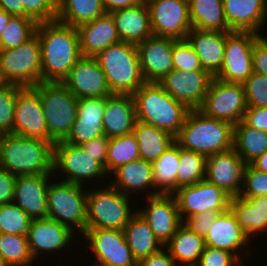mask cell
I'll return each instance as SVG.
<instances>
[{
  "instance_id": "d590c367",
  "label": "cell",
  "mask_w": 267,
  "mask_h": 266,
  "mask_svg": "<svg viewBox=\"0 0 267 266\" xmlns=\"http://www.w3.org/2000/svg\"><path fill=\"white\" fill-rule=\"evenodd\" d=\"M192 28L232 32L224 13L222 0H188Z\"/></svg>"
},
{
  "instance_id": "9a60e30c",
  "label": "cell",
  "mask_w": 267,
  "mask_h": 266,
  "mask_svg": "<svg viewBox=\"0 0 267 266\" xmlns=\"http://www.w3.org/2000/svg\"><path fill=\"white\" fill-rule=\"evenodd\" d=\"M147 6L153 35L186 39L192 29L188 0H151Z\"/></svg>"
},
{
  "instance_id": "f35d334b",
  "label": "cell",
  "mask_w": 267,
  "mask_h": 266,
  "mask_svg": "<svg viewBox=\"0 0 267 266\" xmlns=\"http://www.w3.org/2000/svg\"><path fill=\"white\" fill-rule=\"evenodd\" d=\"M179 165L180 146L176 142L152 162L153 183L160 194H173L177 190Z\"/></svg>"
},
{
  "instance_id": "bcb514c9",
  "label": "cell",
  "mask_w": 267,
  "mask_h": 266,
  "mask_svg": "<svg viewBox=\"0 0 267 266\" xmlns=\"http://www.w3.org/2000/svg\"><path fill=\"white\" fill-rule=\"evenodd\" d=\"M23 86L7 84L0 90V134L13 133L15 100Z\"/></svg>"
},
{
  "instance_id": "603a6c76",
  "label": "cell",
  "mask_w": 267,
  "mask_h": 266,
  "mask_svg": "<svg viewBox=\"0 0 267 266\" xmlns=\"http://www.w3.org/2000/svg\"><path fill=\"white\" fill-rule=\"evenodd\" d=\"M145 82L159 83L173 68V39L152 35L136 44Z\"/></svg>"
},
{
  "instance_id": "f5cc1de1",
  "label": "cell",
  "mask_w": 267,
  "mask_h": 266,
  "mask_svg": "<svg viewBox=\"0 0 267 266\" xmlns=\"http://www.w3.org/2000/svg\"><path fill=\"white\" fill-rule=\"evenodd\" d=\"M260 35L254 43L253 72L267 77V35Z\"/></svg>"
},
{
  "instance_id": "e7e4bbea",
  "label": "cell",
  "mask_w": 267,
  "mask_h": 266,
  "mask_svg": "<svg viewBox=\"0 0 267 266\" xmlns=\"http://www.w3.org/2000/svg\"><path fill=\"white\" fill-rule=\"evenodd\" d=\"M0 266H7L1 256H0Z\"/></svg>"
},
{
  "instance_id": "d4e9b609",
  "label": "cell",
  "mask_w": 267,
  "mask_h": 266,
  "mask_svg": "<svg viewBox=\"0 0 267 266\" xmlns=\"http://www.w3.org/2000/svg\"><path fill=\"white\" fill-rule=\"evenodd\" d=\"M53 175L17 176L13 203L23 209L32 219L47 218V187Z\"/></svg>"
},
{
  "instance_id": "5bb4252c",
  "label": "cell",
  "mask_w": 267,
  "mask_h": 266,
  "mask_svg": "<svg viewBox=\"0 0 267 266\" xmlns=\"http://www.w3.org/2000/svg\"><path fill=\"white\" fill-rule=\"evenodd\" d=\"M77 235L78 234L74 233L70 228L59 223L57 220L50 218L33 219L29 234L27 235L29 251L35 262L39 260V257H43L42 254H46L44 257H48V255L51 254L52 257L55 256L56 253H59V251L60 253L62 251V253L64 252V256V249L67 254L69 253L68 249L70 245L72 247V244H75L74 242L77 239L76 242H80V237Z\"/></svg>"
},
{
  "instance_id": "30bf717a",
  "label": "cell",
  "mask_w": 267,
  "mask_h": 266,
  "mask_svg": "<svg viewBox=\"0 0 267 266\" xmlns=\"http://www.w3.org/2000/svg\"><path fill=\"white\" fill-rule=\"evenodd\" d=\"M0 71L8 84L33 87L42 82L41 45L37 34L19 47L0 50Z\"/></svg>"
},
{
  "instance_id": "5b68a950",
  "label": "cell",
  "mask_w": 267,
  "mask_h": 266,
  "mask_svg": "<svg viewBox=\"0 0 267 266\" xmlns=\"http://www.w3.org/2000/svg\"><path fill=\"white\" fill-rule=\"evenodd\" d=\"M95 59L112 94L133 95L145 83L135 44L120 41L99 52Z\"/></svg>"
},
{
  "instance_id": "ac0fdd59",
  "label": "cell",
  "mask_w": 267,
  "mask_h": 266,
  "mask_svg": "<svg viewBox=\"0 0 267 266\" xmlns=\"http://www.w3.org/2000/svg\"><path fill=\"white\" fill-rule=\"evenodd\" d=\"M142 197L146 200L144 207L137 213L149 224L155 237L165 246L183 223L178 203L173 194H160L152 197Z\"/></svg>"
},
{
  "instance_id": "f1b7e54d",
  "label": "cell",
  "mask_w": 267,
  "mask_h": 266,
  "mask_svg": "<svg viewBox=\"0 0 267 266\" xmlns=\"http://www.w3.org/2000/svg\"><path fill=\"white\" fill-rule=\"evenodd\" d=\"M136 121L135 101L132 95L112 94L106 97L102 124L108 138L133 133Z\"/></svg>"
},
{
  "instance_id": "4dcf8cb0",
  "label": "cell",
  "mask_w": 267,
  "mask_h": 266,
  "mask_svg": "<svg viewBox=\"0 0 267 266\" xmlns=\"http://www.w3.org/2000/svg\"><path fill=\"white\" fill-rule=\"evenodd\" d=\"M229 209L251 241L254 236H263L264 232L267 233V196L231 198Z\"/></svg>"
},
{
  "instance_id": "4fadbf2b",
  "label": "cell",
  "mask_w": 267,
  "mask_h": 266,
  "mask_svg": "<svg viewBox=\"0 0 267 266\" xmlns=\"http://www.w3.org/2000/svg\"><path fill=\"white\" fill-rule=\"evenodd\" d=\"M259 36L253 32H226L222 68L215 78L223 82L243 84L253 73L252 54L255 40Z\"/></svg>"
},
{
  "instance_id": "74e56055",
  "label": "cell",
  "mask_w": 267,
  "mask_h": 266,
  "mask_svg": "<svg viewBox=\"0 0 267 266\" xmlns=\"http://www.w3.org/2000/svg\"><path fill=\"white\" fill-rule=\"evenodd\" d=\"M233 149L249 165L267 150V132L247 125H234Z\"/></svg>"
},
{
  "instance_id": "680465c9",
  "label": "cell",
  "mask_w": 267,
  "mask_h": 266,
  "mask_svg": "<svg viewBox=\"0 0 267 266\" xmlns=\"http://www.w3.org/2000/svg\"><path fill=\"white\" fill-rule=\"evenodd\" d=\"M140 2L138 0H102V4L106 13H112L121 9L136 6Z\"/></svg>"
},
{
  "instance_id": "6125c7cd",
  "label": "cell",
  "mask_w": 267,
  "mask_h": 266,
  "mask_svg": "<svg viewBox=\"0 0 267 266\" xmlns=\"http://www.w3.org/2000/svg\"><path fill=\"white\" fill-rule=\"evenodd\" d=\"M13 15L0 9V38Z\"/></svg>"
},
{
  "instance_id": "277c9868",
  "label": "cell",
  "mask_w": 267,
  "mask_h": 266,
  "mask_svg": "<svg viewBox=\"0 0 267 266\" xmlns=\"http://www.w3.org/2000/svg\"><path fill=\"white\" fill-rule=\"evenodd\" d=\"M138 121L176 137L190 111L156 82H145L133 95Z\"/></svg>"
},
{
  "instance_id": "f6af8a7d",
  "label": "cell",
  "mask_w": 267,
  "mask_h": 266,
  "mask_svg": "<svg viewBox=\"0 0 267 266\" xmlns=\"http://www.w3.org/2000/svg\"><path fill=\"white\" fill-rule=\"evenodd\" d=\"M173 68L184 71H205L200 59L187 39H173Z\"/></svg>"
},
{
  "instance_id": "d6a6232c",
  "label": "cell",
  "mask_w": 267,
  "mask_h": 266,
  "mask_svg": "<svg viewBox=\"0 0 267 266\" xmlns=\"http://www.w3.org/2000/svg\"><path fill=\"white\" fill-rule=\"evenodd\" d=\"M178 266H196L205 248L204 237L182 223L165 245Z\"/></svg>"
},
{
  "instance_id": "8d00e7d4",
  "label": "cell",
  "mask_w": 267,
  "mask_h": 266,
  "mask_svg": "<svg viewBox=\"0 0 267 266\" xmlns=\"http://www.w3.org/2000/svg\"><path fill=\"white\" fill-rule=\"evenodd\" d=\"M105 14L102 0H57L56 20L75 28Z\"/></svg>"
},
{
  "instance_id": "ee69618b",
  "label": "cell",
  "mask_w": 267,
  "mask_h": 266,
  "mask_svg": "<svg viewBox=\"0 0 267 266\" xmlns=\"http://www.w3.org/2000/svg\"><path fill=\"white\" fill-rule=\"evenodd\" d=\"M32 220L13 202L0 205V233L27 236Z\"/></svg>"
},
{
  "instance_id": "f546056e",
  "label": "cell",
  "mask_w": 267,
  "mask_h": 266,
  "mask_svg": "<svg viewBox=\"0 0 267 266\" xmlns=\"http://www.w3.org/2000/svg\"><path fill=\"white\" fill-rule=\"evenodd\" d=\"M76 29L82 56L95 57L112 44L120 42L114 20L109 13Z\"/></svg>"
},
{
  "instance_id": "11a10c76",
  "label": "cell",
  "mask_w": 267,
  "mask_h": 266,
  "mask_svg": "<svg viewBox=\"0 0 267 266\" xmlns=\"http://www.w3.org/2000/svg\"><path fill=\"white\" fill-rule=\"evenodd\" d=\"M243 121L251 127L267 132V107L247 106Z\"/></svg>"
},
{
  "instance_id": "91938a15",
  "label": "cell",
  "mask_w": 267,
  "mask_h": 266,
  "mask_svg": "<svg viewBox=\"0 0 267 266\" xmlns=\"http://www.w3.org/2000/svg\"><path fill=\"white\" fill-rule=\"evenodd\" d=\"M0 9L12 15L23 16L21 0H0Z\"/></svg>"
},
{
  "instance_id": "4316f807",
  "label": "cell",
  "mask_w": 267,
  "mask_h": 266,
  "mask_svg": "<svg viewBox=\"0 0 267 266\" xmlns=\"http://www.w3.org/2000/svg\"><path fill=\"white\" fill-rule=\"evenodd\" d=\"M223 6L231 31L263 35L261 32L267 23V0H223Z\"/></svg>"
},
{
  "instance_id": "7dc6e473",
  "label": "cell",
  "mask_w": 267,
  "mask_h": 266,
  "mask_svg": "<svg viewBox=\"0 0 267 266\" xmlns=\"http://www.w3.org/2000/svg\"><path fill=\"white\" fill-rule=\"evenodd\" d=\"M247 106L267 107V77L257 73L243 83Z\"/></svg>"
},
{
  "instance_id": "f907efd6",
  "label": "cell",
  "mask_w": 267,
  "mask_h": 266,
  "mask_svg": "<svg viewBox=\"0 0 267 266\" xmlns=\"http://www.w3.org/2000/svg\"><path fill=\"white\" fill-rule=\"evenodd\" d=\"M244 263L234 254L205 246L196 266H243ZM245 266V265H244Z\"/></svg>"
},
{
  "instance_id": "94428289",
  "label": "cell",
  "mask_w": 267,
  "mask_h": 266,
  "mask_svg": "<svg viewBox=\"0 0 267 266\" xmlns=\"http://www.w3.org/2000/svg\"><path fill=\"white\" fill-rule=\"evenodd\" d=\"M251 165L255 169L267 174V150L261 156H259L254 162H252Z\"/></svg>"
},
{
  "instance_id": "816d5d0a",
  "label": "cell",
  "mask_w": 267,
  "mask_h": 266,
  "mask_svg": "<svg viewBox=\"0 0 267 266\" xmlns=\"http://www.w3.org/2000/svg\"><path fill=\"white\" fill-rule=\"evenodd\" d=\"M220 213L216 210H207L196 216L188 217L183 223L196 234L205 237L210 225Z\"/></svg>"
},
{
  "instance_id": "60d3db41",
  "label": "cell",
  "mask_w": 267,
  "mask_h": 266,
  "mask_svg": "<svg viewBox=\"0 0 267 266\" xmlns=\"http://www.w3.org/2000/svg\"><path fill=\"white\" fill-rule=\"evenodd\" d=\"M0 256L7 266H34L26 235L0 233Z\"/></svg>"
},
{
  "instance_id": "7bdbcfd3",
  "label": "cell",
  "mask_w": 267,
  "mask_h": 266,
  "mask_svg": "<svg viewBox=\"0 0 267 266\" xmlns=\"http://www.w3.org/2000/svg\"><path fill=\"white\" fill-rule=\"evenodd\" d=\"M206 157L180 147V165L177 172V190L205 179Z\"/></svg>"
},
{
  "instance_id": "1f68e13d",
  "label": "cell",
  "mask_w": 267,
  "mask_h": 266,
  "mask_svg": "<svg viewBox=\"0 0 267 266\" xmlns=\"http://www.w3.org/2000/svg\"><path fill=\"white\" fill-rule=\"evenodd\" d=\"M120 41L138 44L153 35L146 3L110 13Z\"/></svg>"
},
{
  "instance_id": "9f6ffc18",
  "label": "cell",
  "mask_w": 267,
  "mask_h": 266,
  "mask_svg": "<svg viewBox=\"0 0 267 266\" xmlns=\"http://www.w3.org/2000/svg\"><path fill=\"white\" fill-rule=\"evenodd\" d=\"M16 177L0 167V205L13 202Z\"/></svg>"
},
{
  "instance_id": "2e32d148",
  "label": "cell",
  "mask_w": 267,
  "mask_h": 266,
  "mask_svg": "<svg viewBox=\"0 0 267 266\" xmlns=\"http://www.w3.org/2000/svg\"><path fill=\"white\" fill-rule=\"evenodd\" d=\"M175 196L180 217L184 222L188 217L196 216L207 210L223 213L229 209L231 197L215 184L206 179L176 190Z\"/></svg>"
},
{
  "instance_id": "52a82bcc",
  "label": "cell",
  "mask_w": 267,
  "mask_h": 266,
  "mask_svg": "<svg viewBox=\"0 0 267 266\" xmlns=\"http://www.w3.org/2000/svg\"><path fill=\"white\" fill-rule=\"evenodd\" d=\"M55 179L53 176L47 187V218L81 236L87 228V186Z\"/></svg>"
},
{
  "instance_id": "be15d7a7",
  "label": "cell",
  "mask_w": 267,
  "mask_h": 266,
  "mask_svg": "<svg viewBox=\"0 0 267 266\" xmlns=\"http://www.w3.org/2000/svg\"><path fill=\"white\" fill-rule=\"evenodd\" d=\"M8 83L4 80L2 73L0 71V90L5 87Z\"/></svg>"
},
{
  "instance_id": "03108f58",
  "label": "cell",
  "mask_w": 267,
  "mask_h": 266,
  "mask_svg": "<svg viewBox=\"0 0 267 266\" xmlns=\"http://www.w3.org/2000/svg\"><path fill=\"white\" fill-rule=\"evenodd\" d=\"M140 3H148L149 1H151V0H138Z\"/></svg>"
},
{
  "instance_id": "7a4b0ae2",
  "label": "cell",
  "mask_w": 267,
  "mask_h": 266,
  "mask_svg": "<svg viewBox=\"0 0 267 266\" xmlns=\"http://www.w3.org/2000/svg\"><path fill=\"white\" fill-rule=\"evenodd\" d=\"M53 147L38 138L0 134V167L15 176L53 174Z\"/></svg>"
},
{
  "instance_id": "681fc988",
  "label": "cell",
  "mask_w": 267,
  "mask_h": 266,
  "mask_svg": "<svg viewBox=\"0 0 267 266\" xmlns=\"http://www.w3.org/2000/svg\"><path fill=\"white\" fill-rule=\"evenodd\" d=\"M260 196H267V174L249 164L244 172L240 197L252 198Z\"/></svg>"
},
{
  "instance_id": "e575fe53",
  "label": "cell",
  "mask_w": 267,
  "mask_h": 266,
  "mask_svg": "<svg viewBox=\"0 0 267 266\" xmlns=\"http://www.w3.org/2000/svg\"><path fill=\"white\" fill-rule=\"evenodd\" d=\"M136 137L140 159L156 161L167 149L175 143V137L155 126L136 121L133 128Z\"/></svg>"
},
{
  "instance_id": "e0dca14e",
  "label": "cell",
  "mask_w": 267,
  "mask_h": 266,
  "mask_svg": "<svg viewBox=\"0 0 267 266\" xmlns=\"http://www.w3.org/2000/svg\"><path fill=\"white\" fill-rule=\"evenodd\" d=\"M13 134L54 142L49 137L38 92L33 87H23L17 94L14 107Z\"/></svg>"
},
{
  "instance_id": "6f0895ef",
  "label": "cell",
  "mask_w": 267,
  "mask_h": 266,
  "mask_svg": "<svg viewBox=\"0 0 267 266\" xmlns=\"http://www.w3.org/2000/svg\"><path fill=\"white\" fill-rule=\"evenodd\" d=\"M137 266H178L168 249L164 246L149 257L140 260Z\"/></svg>"
},
{
  "instance_id": "44dd1931",
  "label": "cell",
  "mask_w": 267,
  "mask_h": 266,
  "mask_svg": "<svg viewBox=\"0 0 267 266\" xmlns=\"http://www.w3.org/2000/svg\"><path fill=\"white\" fill-rule=\"evenodd\" d=\"M78 99L112 95L105 74L95 57L82 56L62 82Z\"/></svg>"
},
{
  "instance_id": "d6986e66",
  "label": "cell",
  "mask_w": 267,
  "mask_h": 266,
  "mask_svg": "<svg viewBox=\"0 0 267 266\" xmlns=\"http://www.w3.org/2000/svg\"><path fill=\"white\" fill-rule=\"evenodd\" d=\"M247 165L232 148L206 157L205 179L222 189L231 198L238 197L243 188Z\"/></svg>"
},
{
  "instance_id": "3957f363",
  "label": "cell",
  "mask_w": 267,
  "mask_h": 266,
  "mask_svg": "<svg viewBox=\"0 0 267 266\" xmlns=\"http://www.w3.org/2000/svg\"><path fill=\"white\" fill-rule=\"evenodd\" d=\"M234 125L211 118L200 110H190L175 142L185 150L205 157L233 148Z\"/></svg>"
},
{
  "instance_id": "8992f818",
  "label": "cell",
  "mask_w": 267,
  "mask_h": 266,
  "mask_svg": "<svg viewBox=\"0 0 267 266\" xmlns=\"http://www.w3.org/2000/svg\"><path fill=\"white\" fill-rule=\"evenodd\" d=\"M99 186L87 187V228L123 230L137 213V207L134 209L132 205L136 198L133 201L132 196L123 194L109 182Z\"/></svg>"
},
{
  "instance_id": "9c48e42d",
  "label": "cell",
  "mask_w": 267,
  "mask_h": 266,
  "mask_svg": "<svg viewBox=\"0 0 267 266\" xmlns=\"http://www.w3.org/2000/svg\"><path fill=\"white\" fill-rule=\"evenodd\" d=\"M53 174H56L53 176L57 179L88 187L90 184L94 186L98 178H101L102 183L105 184L107 180H110L105 167L95 159V156L86 153L81 146L71 145L64 141L54 144Z\"/></svg>"
},
{
  "instance_id": "7402d4cb",
  "label": "cell",
  "mask_w": 267,
  "mask_h": 266,
  "mask_svg": "<svg viewBox=\"0 0 267 266\" xmlns=\"http://www.w3.org/2000/svg\"><path fill=\"white\" fill-rule=\"evenodd\" d=\"M253 241L242 231L230 209L220 213L214 219L204 237L205 246L228 251L236 255L244 263L245 257L250 256L249 253L252 250L250 245L255 243L254 239ZM245 254L247 255L245 256Z\"/></svg>"
},
{
  "instance_id": "c3c4849f",
  "label": "cell",
  "mask_w": 267,
  "mask_h": 266,
  "mask_svg": "<svg viewBox=\"0 0 267 266\" xmlns=\"http://www.w3.org/2000/svg\"><path fill=\"white\" fill-rule=\"evenodd\" d=\"M23 16L34 19L37 23L51 22L57 18V0H21Z\"/></svg>"
},
{
  "instance_id": "6da1fadb",
  "label": "cell",
  "mask_w": 267,
  "mask_h": 266,
  "mask_svg": "<svg viewBox=\"0 0 267 266\" xmlns=\"http://www.w3.org/2000/svg\"><path fill=\"white\" fill-rule=\"evenodd\" d=\"M42 82L62 83L82 57L77 29L57 20L37 24Z\"/></svg>"
},
{
  "instance_id": "7c38bea8",
  "label": "cell",
  "mask_w": 267,
  "mask_h": 266,
  "mask_svg": "<svg viewBox=\"0 0 267 266\" xmlns=\"http://www.w3.org/2000/svg\"><path fill=\"white\" fill-rule=\"evenodd\" d=\"M246 109L243 84L223 82L213 77L198 110L208 117L235 125L243 120Z\"/></svg>"
},
{
  "instance_id": "8fae6325",
  "label": "cell",
  "mask_w": 267,
  "mask_h": 266,
  "mask_svg": "<svg viewBox=\"0 0 267 266\" xmlns=\"http://www.w3.org/2000/svg\"><path fill=\"white\" fill-rule=\"evenodd\" d=\"M86 240L85 248L93 254L91 265L95 266H137L123 230L86 228L80 236ZM95 261V262H93Z\"/></svg>"
},
{
  "instance_id": "484cf974",
  "label": "cell",
  "mask_w": 267,
  "mask_h": 266,
  "mask_svg": "<svg viewBox=\"0 0 267 266\" xmlns=\"http://www.w3.org/2000/svg\"><path fill=\"white\" fill-rule=\"evenodd\" d=\"M109 183L123 194L152 197L160 195L153 183L152 162L138 159L116 169L110 176ZM112 177H114L112 179ZM147 190V191H146ZM144 193L141 195L140 193ZM136 194V195H134Z\"/></svg>"
},
{
  "instance_id": "cb8c5ba5",
  "label": "cell",
  "mask_w": 267,
  "mask_h": 266,
  "mask_svg": "<svg viewBox=\"0 0 267 266\" xmlns=\"http://www.w3.org/2000/svg\"><path fill=\"white\" fill-rule=\"evenodd\" d=\"M106 98H82L78 100L77 116L65 143L81 146L94 138L105 135L102 120Z\"/></svg>"
},
{
  "instance_id": "db71d44e",
  "label": "cell",
  "mask_w": 267,
  "mask_h": 266,
  "mask_svg": "<svg viewBox=\"0 0 267 266\" xmlns=\"http://www.w3.org/2000/svg\"><path fill=\"white\" fill-rule=\"evenodd\" d=\"M109 140L110 138H108L106 135H103L81 145L86 153H90L92 156H95V159L105 167V170Z\"/></svg>"
},
{
  "instance_id": "836d02e7",
  "label": "cell",
  "mask_w": 267,
  "mask_h": 266,
  "mask_svg": "<svg viewBox=\"0 0 267 266\" xmlns=\"http://www.w3.org/2000/svg\"><path fill=\"white\" fill-rule=\"evenodd\" d=\"M123 232L137 263L164 247L155 237L149 224L138 213L130 219Z\"/></svg>"
},
{
  "instance_id": "ab89813d",
  "label": "cell",
  "mask_w": 267,
  "mask_h": 266,
  "mask_svg": "<svg viewBox=\"0 0 267 266\" xmlns=\"http://www.w3.org/2000/svg\"><path fill=\"white\" fill-rule=\"evenodd\" d=\"M138 159L139 146L133 133L110 138L106 160V172L109 176L120 166Z\"/></svg>"
},
{
  "instance_id": "83f0119b",
  "label": "cell",
  "mask_w": 267,
  "mask_h": 266,
  "mask_svg": "<svg viewBox=\"0 0 267 266\" xmlns=\"http://www.w3.org/2000/svg\"><path fill=\"white\" fill-rule=\"evenodd\" d=\"M186 39L198 55L203 69L215 77L222 68L226 32L192 28Z\"/></svg>"
},
{
  "instance_id": "b9f144b4",
  "label": "cell",
  "mask_w": 267,
  "mask_h": 266,
  "mask_svg": "<svg viewBox=\"0 0 267 266\" xmlns=\"http://www.w3.org/2000/svg\"><path fill=\"white\" fill-rule=\"evenodd\" d=\"M37 22L28 16L13 15L0 38V50L16 48L36 34Z\"/></svg>"
},
{
  "instance_id": "ffe728a7",
  "label": "cell",
  "mask_w": 267,
  "mask_h": 266,
  "mask_svg": "<svg viewBox=\"0 0 267 266\" xmlns=\"http://www.w3.org/2000/svg\"><path fill=\"white\" fill-rule=\"evenodd\" d=\"M213 77L207 71L184 72L173 69L159 84L189 110L199 109Z\"/></svg>"
},
{
  "instance_id": "ba28073f",
  "label": "cell",
  "mask_w": 267,
  "mask_h": 266,
  "mask_svg": "<svg viewBox=\"0 0 267 266\" xmlns=\"http://www.w3.org/2000/svg\"><path fill=\"white\" fill-rule=\"evenodd\" d=\"M33 88L39 94L50 139L64 141L75 122L79 99L63 83L40 82Z\"/></svg>"
}]
</instances>
